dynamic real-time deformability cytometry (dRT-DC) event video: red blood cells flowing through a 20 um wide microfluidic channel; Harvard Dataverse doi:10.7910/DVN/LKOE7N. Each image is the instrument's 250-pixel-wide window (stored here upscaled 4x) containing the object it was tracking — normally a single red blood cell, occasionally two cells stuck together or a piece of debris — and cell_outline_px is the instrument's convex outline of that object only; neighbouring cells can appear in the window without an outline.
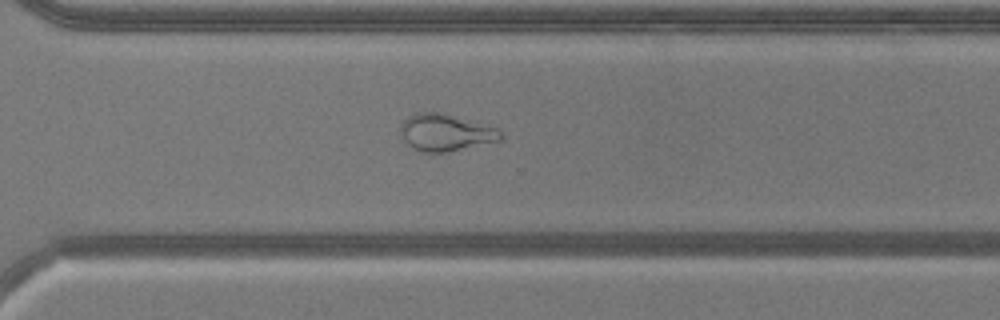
{"species": "common noctule bat (a hibernating species)", "species_latin": "Nyctalus noctula", "temperature_condition": "warm", "stored_images_in_passage": 51, "camera_frame_rate_fps": 3000, "um_per_image_px": 0.085, "animal": {"sex": "male", "body_mass_g": 20.5, "forearm_length_mm": 52.5}, "frame": {"image": 1, "passage_image": 37, "time_ms": 12.0, "image_size_px": [1000, 320], "cell_outline_px": [[504, 136], [500, 140], [448, 152], [424, 152], [408, 144], [404, 140], [400, 132], [400, 124], [408, 116], [416, 112], [444, 112], [488, 124], [500, 128]], "centroid_in_image_um": [37.92, 11.23], "position_along_channel_um": 332.7, "area_um2": 21.91}, "authors_computed_cell_mechanics": {"area_um2": 26.877, "velocity_mm_per_s": 3.9693, "shape_relaxation_time_tau1_ms": null, "shape_relaxation_time_tau2_ms": 0.9256, "deformation_change_tau1": null, "deformation_change_tau2": 0.0807}}